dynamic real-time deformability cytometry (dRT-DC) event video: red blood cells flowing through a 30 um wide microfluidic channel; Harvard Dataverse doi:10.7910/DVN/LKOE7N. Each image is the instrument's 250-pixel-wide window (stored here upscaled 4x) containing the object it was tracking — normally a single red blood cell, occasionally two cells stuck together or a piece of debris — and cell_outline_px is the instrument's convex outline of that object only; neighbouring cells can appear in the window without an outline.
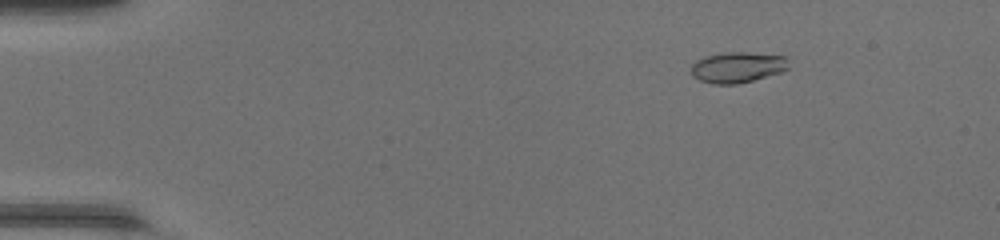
{"species": "common noctule bat (a hibernating species)", "species_latin": "Nyctalus noctula", "temperature_condition": "warm", "stored_images_in_passage": 49, "camera_frame_rate_fps": 3000, "um_per_image_px": 0.085, "animal": {"sex": "female", "body_mass_g": 17.0, "forearm_length_mm": 48.0}, "frame": {"image": 1, "passage_image": 8, "time_ms": 2.333, "image_size_px": [1000, 240], "cell_outline_px": [[788, 68], [784, 72], [736, 84], [712, 84], [700, 80], [692, 76], [692, 64], [696, 60], [704, 56], [724, 52], [748, 52], [784, 56], [788, 60]], "centroid_in_image_um": [62.69, 5.71], "position_along_channel_um": 22.3, "area_um2": 17.57}}
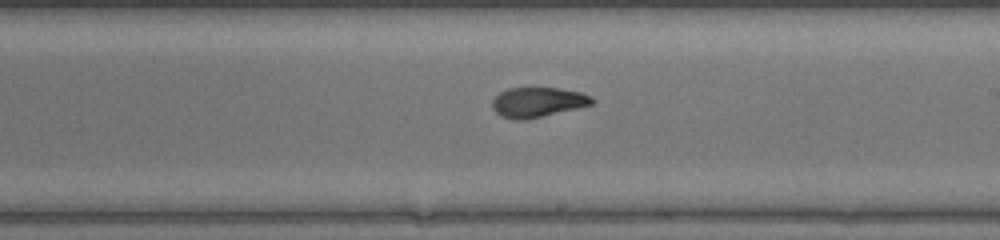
{"frame": {"image": 2, "passage_image": 30, "time_ms": 9.667, "image_size_px": [1000, 240], "cell_outline_px": [[596, 100], [592, 104], [576, 108], [524, 120], [516, 120], [500, 116], [492, 108], [492, 100], [500, 92], [508, 88], [556, 88], [580, 92], [592, 96]], "centroid_in_image_um": [45.69, 8.68], "position_along_channel_um": 243.3, "area_um2": 17.22}}
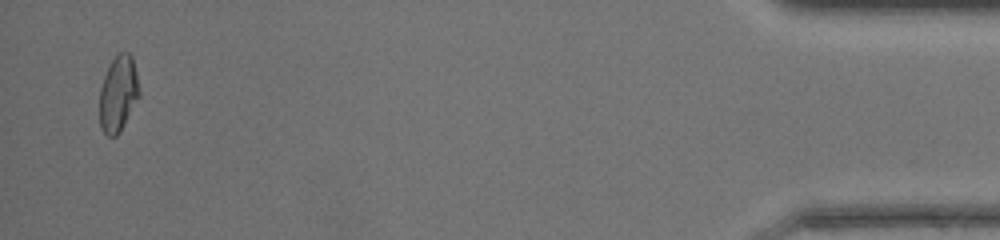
{"frame": {"image": 3, "passage_image": 48, "time_ms": 15.667, "image_size_px": [1000, 240], "cell_outline_px": [[140, 96], [116, 136], [108, 136], [104, 132], [100, 124], [100, 88], [104, 76], [112, 60], [120, 52], [128, 52], [132, 56], [136, 72], [140, 92]], "centroid_in_image_um": [10.06, 7.94], "position_along_channel_um": 425.1, "area_um2": 17.22}, "authors_computed_cell_mechanics": {"area_um2": 17.4556, "velocity_mm_per_s": 4.4155, "shape_relaxation_time_tau1_ms": null, "shape_relaxation_time_tau2_ms": 1.2651, "deformation_change_tau1": null, "deformation_change_tau2": 0.0669}}